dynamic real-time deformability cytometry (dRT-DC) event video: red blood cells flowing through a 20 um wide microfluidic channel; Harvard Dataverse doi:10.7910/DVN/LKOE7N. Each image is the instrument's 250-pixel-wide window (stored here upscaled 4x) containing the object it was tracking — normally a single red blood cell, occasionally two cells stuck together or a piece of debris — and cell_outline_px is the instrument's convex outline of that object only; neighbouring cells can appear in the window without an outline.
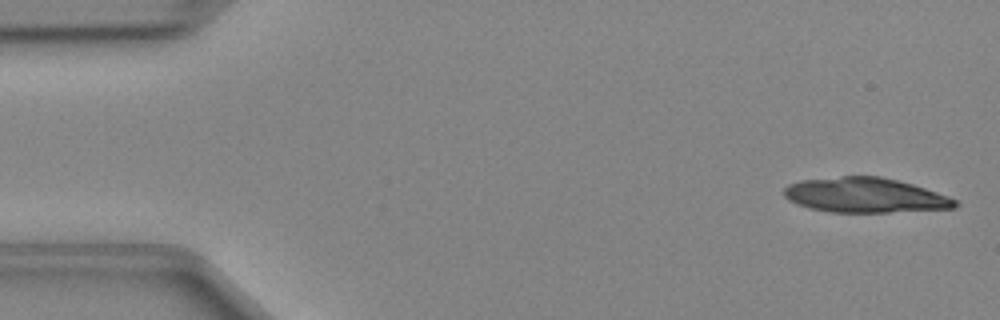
{"species": "Egyptian fruit bat (a non-hibernating species)", "species_latin": "Rousettus aegyptiacus", "temperature_condition": "cold", "stored_images_in_passage": 20, "camera_frame_rate_fps": 3000, "um_per_image_px": 0.085, "animal": {"sex": "female"}, "frame": {"image": 1, "passage_image": 1, "time_ms": 0.0, "image_size_px": [1000, 320], "cell_outline_px": [[960, 204], [956, 208], [888, 212], [828, 212], [808, 208], [796, 204], [788, 200], [784, 196], [784, 188], [788, 184], [800, 180], [840, 176], [880, 176], [912, 184], [948, 196], [956, 200]], "centroid_in_image_um": [73.5, 16.59], "position_along_channel_um": 11.5, "area_um2": 34.85}}
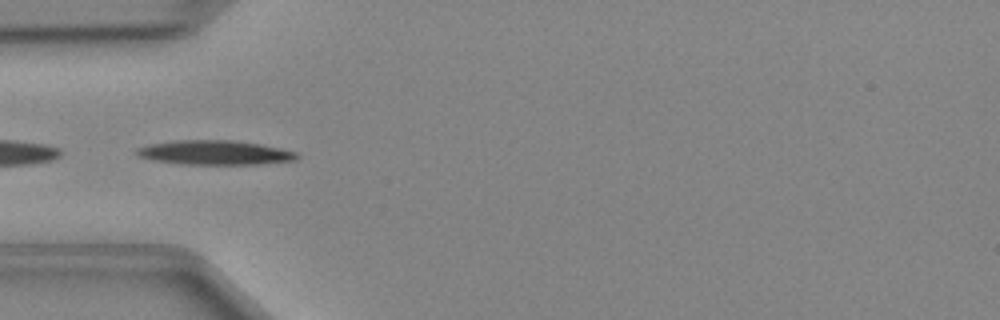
{"frame": {"image": 2, "passage_image": 14, "time_ms": 4.333, "image_size_px": [1000, 320], "cell_outline_px": [[300, 156], [296, 160], [260, 164], [180, 164], [152, 160], [136, 156], [136, 148], [148, 144], [176, 140], [232, 140], [260, 144], [280, 148], [296, 152]], "centroid_in_image_um": [18.22, 12.97], "position_along_channel_um": 66.8, "area_um2": 22.89}}